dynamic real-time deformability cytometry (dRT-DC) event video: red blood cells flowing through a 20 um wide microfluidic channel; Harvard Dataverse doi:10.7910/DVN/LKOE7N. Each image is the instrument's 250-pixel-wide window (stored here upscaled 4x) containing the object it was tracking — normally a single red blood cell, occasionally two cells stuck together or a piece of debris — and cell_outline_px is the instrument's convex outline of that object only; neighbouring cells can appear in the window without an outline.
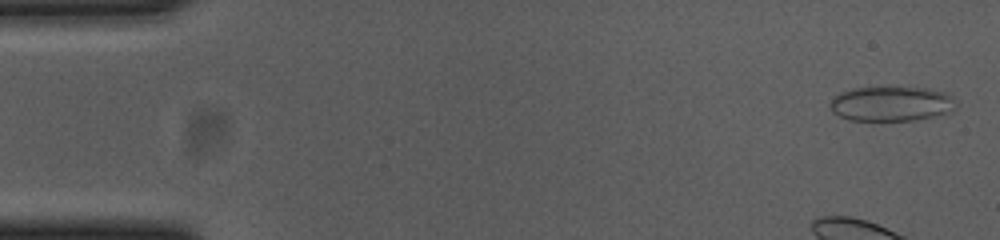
{"species": "common noctule bat (a hibernating species)", "species_latin": "Nyctalus noctula", "temperature_condition": "cold", "stored_images_in_passage": 47, "camera_frame_rate_fps": 3000, "um_per_image_px": 0.085, "animal": {"sex": "female", "body_mass_g": 23.0, "forearm_length_mm": 53.4}, "frame": {"image": 1, "passage_image": 2, "time_ms": 0.333, "image_size_px": [1000, 240], "cell_outline_px": [[960, 100], [952, 112], [916, 120], [848, 120], [832, 112], [828, 108], [828, 104], [840, 92], [852, 88], [928, 88], [948, 92]], "centroid_in_image_um": [75.83, 8.82], "position_along_channel_um": 9.2, "area_um2": 25.89}}